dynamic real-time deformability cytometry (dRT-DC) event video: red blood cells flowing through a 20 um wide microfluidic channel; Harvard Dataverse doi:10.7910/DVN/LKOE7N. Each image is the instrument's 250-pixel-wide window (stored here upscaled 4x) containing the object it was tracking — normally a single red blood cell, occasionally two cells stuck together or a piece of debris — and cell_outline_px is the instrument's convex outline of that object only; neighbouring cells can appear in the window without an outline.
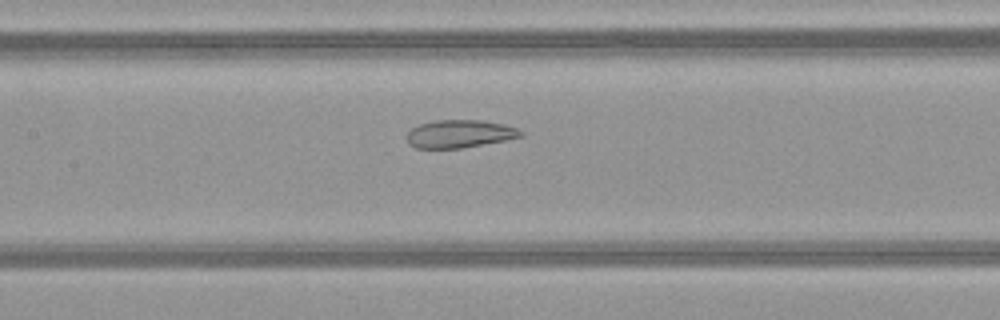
{"species": "common noctule bat (a hibernating species)", "species_latin": "Nyctalus noctula", "temperature_condition": "warm", "stored_images_in_passage": 33, "camera_frame_rate_fps": 3000, "um_per_image_px": 0.085, "animal": {"sex": "female", "body_mass_g": 21.9}, "frame": {"image": 1, "passage_image": 11, "time_ms": 3.333, "image_size_px": [1000, 320], "cell_outline_px": [[524, 136], [504, 140], [460, 148], [416, 148], [408, 144], [404, 136], [412, 128], [420, 124], [436, 120], [480, 120], [504, 124], [516, 128], [524, 132]], "centroid_in_image_um": [39.03, 11.37], "position_along_channel_um": 168.4, "area_um2": 18.5}}
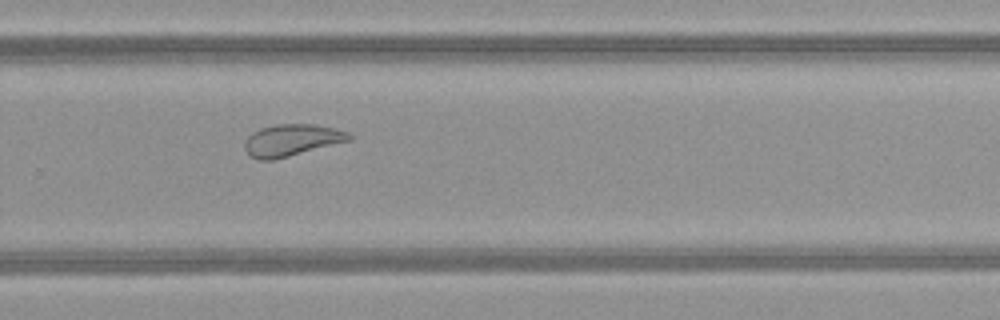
{"frame": {"image": 2, "passage_image": 21, "time_ms": 6.667, "image_size_px": [1000, 320], "cell_outline_px": [[352, 140], [272, 160], [256, 160], [248, 156], [244, 148], [244, 144], [248, 136], [252, 132], [260, 128], [276, 124], [316, 124], [336, 128], [348, 132], [352, 136]], "centroid_in_image_um": [24.78, 11.91], "position_along_channel_um": 305.0, "area_um2": 19.54}}
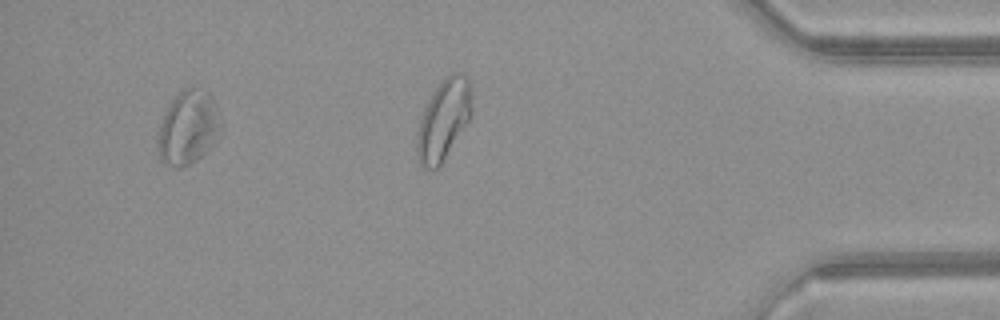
{"frame": {"image": 3, "passage_image": 30, "time_ms": 9.667, "image_size_px": [1000, 320], "cell_outline_px": [[224, 128], [220, 136], [212, 148], [208, 152], [196, 160], [180, 168], [176, 168], [160, 160], [160, 124], [172, 100], [184, 88], [208, 88], [216, 104], [224, 124]], "centroid_in_image_um": [16.12, 10.82], "position_along_channel_um": 419.1, "area_um2": 27.4}, "authors_computed_cell_mechanics": {"area_um2": 20.0566, "velocity_mm_per_s": 4.1134, "shape_relaxation_time_tau1_ms": null, "shape_relaxation_time_tau2_ms": 1.4767, "deformation_change_tau1": null, "deformation_change_tau2": 0.083}}